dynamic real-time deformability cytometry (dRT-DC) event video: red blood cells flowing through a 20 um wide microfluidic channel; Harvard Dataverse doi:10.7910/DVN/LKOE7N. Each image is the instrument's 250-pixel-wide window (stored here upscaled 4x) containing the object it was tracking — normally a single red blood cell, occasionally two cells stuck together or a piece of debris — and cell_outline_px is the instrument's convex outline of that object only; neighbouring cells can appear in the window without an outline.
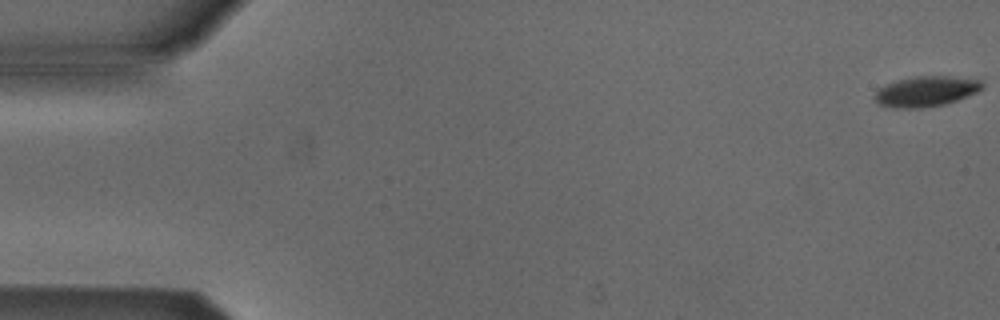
{"species": "Egyptian fruit bat (a non-hibernating species)", "species_latin": "Rousettus aegyptiacus", "temperature_condition": "cold", "stored_images_in_passage": 5, "camera_frame_rate_fps": 3000, "um_per_image_px": 0.085, "animal": {"sex": "male"}, "frame": {"image": 1, "passage_image": 1, "time_ms": 0.0, "image_size_px": [1000, 320], "cell_outline_px": [[984, 88], [976, 92], [956, 100], [944, 104], [924, 108], [896, 108], [880, 104], [872, 96], [880, 88], [888, 84], [900, 80], [916, 76], [948, 76], [980, 80], [984, 84]], "centroid_in_image_um": [78.73, 7.77], "position_along_channel_um": 6.3, "area_um2": 18.73}}
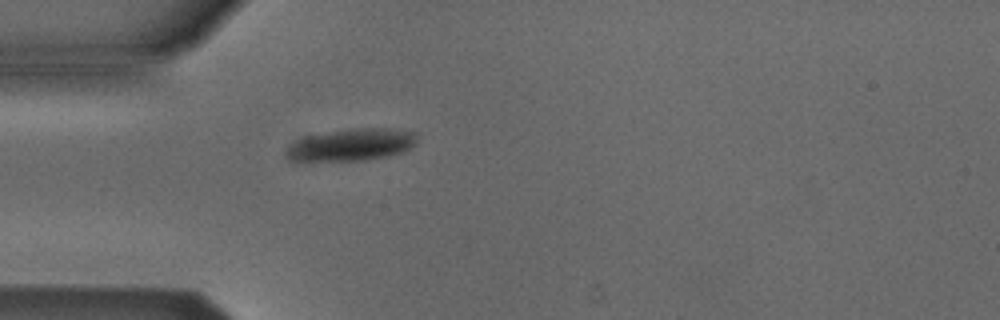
{"frame": {"image": 2, "passage_image": 5, "time_ms": 5.0, "image_size_px": [1000, 320], "cell_outline_px": [[416, 144], [404, 152], [388, 156], [364, 160], [292, 160], [284, 152], [296, 140], [304, 136], [352, 128], [392, 128], [416, 132]], "centroid_in_image_um": [29.94, 12.29], "position_along_channel_um": 55.1, "area_um2": 24.33}}